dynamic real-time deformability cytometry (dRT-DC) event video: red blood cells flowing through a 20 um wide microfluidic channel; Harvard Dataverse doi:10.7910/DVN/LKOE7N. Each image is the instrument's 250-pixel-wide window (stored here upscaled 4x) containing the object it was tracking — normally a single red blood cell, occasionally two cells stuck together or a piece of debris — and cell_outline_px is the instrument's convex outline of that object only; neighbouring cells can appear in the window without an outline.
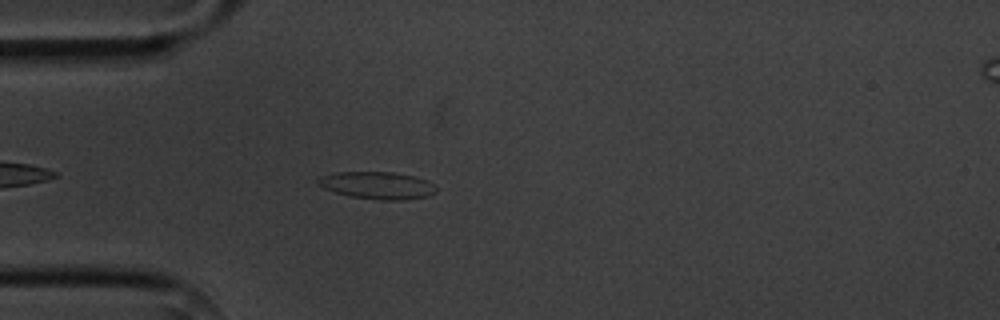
{"species": "common noctule bat (a hibernating species)", "species_latin": "Nyctalus noctula", "temperature_condition": "cold", "stored_images_in_passage": 4, "camera_frame_rate_fps": 3000, "um_per_image_px": 0.085, "animal": {"sex": "male", "body_mass_g": 20.1, "forearm_length_mm": 53.5}, "frame": {"image": 1, "passage_image": 4, "time_ms": 3.333, "image_size_px": [1000, 320], "cell_outline_px": [[436, 192], [428, 196], [400, 200], [380, 200], [352, 196], [336, 192], [324, 188], [316, 184], [316, 180], [320, 176], [336, 172], [392, 172], [412, 176], [424, 180], [432, 184], [436, 188]], "centroid_in_image_um": [32.03, 15.75], "position_along_channel_um": 53.0, "area_um2": 18.55}}